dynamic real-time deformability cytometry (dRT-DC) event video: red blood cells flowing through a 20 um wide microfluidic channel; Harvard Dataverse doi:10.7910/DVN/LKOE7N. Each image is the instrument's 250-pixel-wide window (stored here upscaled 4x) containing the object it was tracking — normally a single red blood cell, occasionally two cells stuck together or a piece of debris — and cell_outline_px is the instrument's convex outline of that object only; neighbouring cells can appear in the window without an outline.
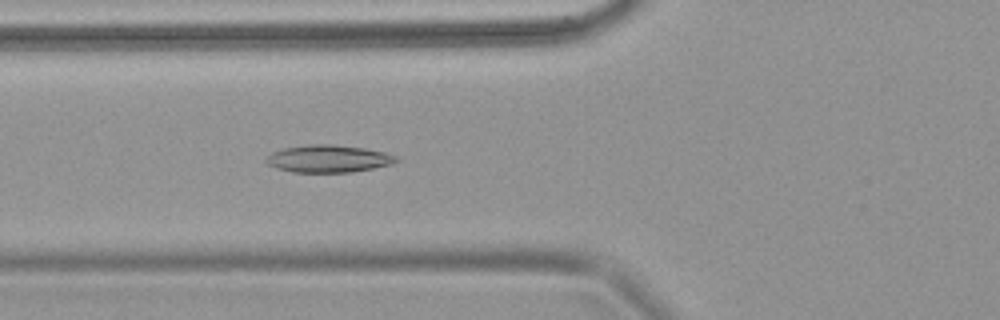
{"species": "common noctule bat (a hibernating species)", "species_latin": "Nyctalus noctula", "temperature_condition": "warm", "stored_images_in_passage": 66, "camera_frame_rate_fps": 3000, "um_per_image_px": 0.085, "animal": {"sex": "female", "body_mass_g": 18.4}, "frame": {"image": 1, "passage_image": 28, "time_ms": 9.0, "image_size_px": [1000, 320], "cell_outline_px": [[400, 160], [392, 164], [352, 172], [292, 172], [276, 168], [268, 164], [264, 160], [272, 152], [284, 148], [308, 144], [332, 144], [364, 148], [384, 152], [396, 156]], "centroid_in_image_um": [27.9, 13.49], "position_along_channel_um": 97.9, "area_um2": 20.75}}
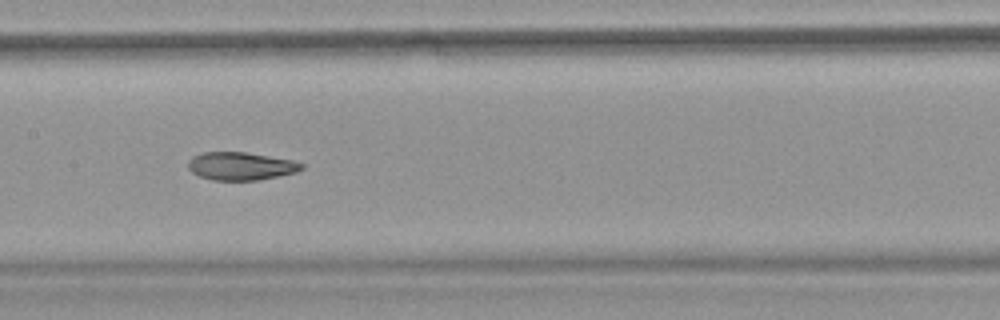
{"frame": {"image": 2, "passage_image": 37, "time_ms": 12.0, "image_size_px": [1000, 320], "cell_outline_px": [[304, 168], [296, 172], [260, 180], [212, 180], [200, 176], [192, 172], [188, 168], [188, 160], [192, 156], [204, 152], [244, 152], [292, 160], [304, 164]], "centroid_in_image_um": [20.46, 14.12], "position_along_channel_um": 186.9, "area_um2": 18.44}}
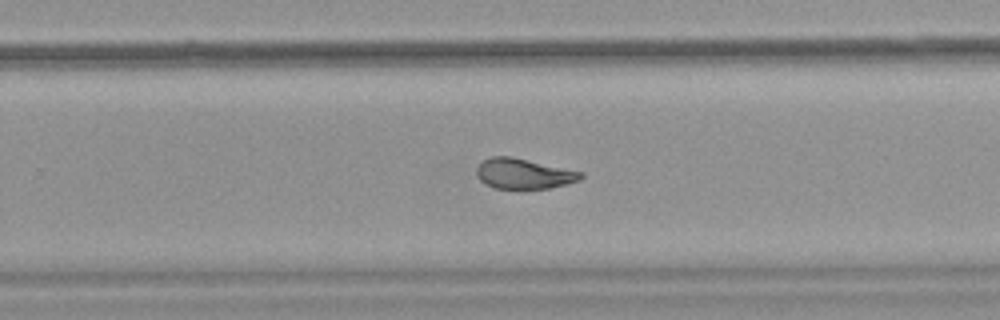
{"frame": {"image": 3, "passage_image": 47, "time_ms": 15.333, "image_size_px": [1000, 320], "cell_outline_px": [[584, 176], [580, 180], [552, 188], [496, 188], [484, 184], [476, 176], [476, 168], [484, 160], [492, 156], [512, 156], [584, 172]], "centroid_in_image_um": [44.53, 14.76], "position_along_channel_um": 285.3, "area_um2": 18.5}}